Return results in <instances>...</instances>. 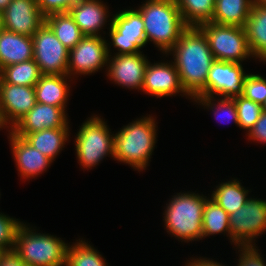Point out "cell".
<instances>
[{
  "label": "cell",
  "instance_id": "obj_1",
  "mask_svg": "<svg viewBox=\"0 0 266 266\" xmlns=\"http://www.w3.org/2000/svg\"><path fill=\"white\" fill-rule=\"evenodd\" d=\"M172 52L185 92L191 99L206 96V81L215 59L204 33L198 27H188L169 54Z\"/></svg>",
  "mask_w": 266,
  "mask_h": 266
},
{
  "label": "cell",
  "instance_id": "obj_2",
  "mask_svg": "<svg viewBox=\"0 0 266 266\" xmlns=\"http://www.w3.org/2000/svg\"><path fill=\"white\" fill-rule=\"evenodd\" d=\"M137 11L141 14L147 42L165 54L178 42L188 28L175 0H147Z\"/></svg>",
  "mask_w": 266,
  "mask_h": 266
},
{
  "label": "cell",
  "instance_id": "obj_3",
  "mask_svg": "<svg viewBox=\"0 0 266 266\" xmlns=\"http://www.w3.org/2000/svg\"><path fill=\"white\" fill-rule=\"evenodd\" d=\"M156 121L149 115L124 126L114 135V159L145 170L156 144Z\"/></svg>",
  "mask_w": 266,
  "mask_h": 266
},
{
  "label": "cell",
  "instance_id": "obj_4",
  "mask_svg": "<svg viewBox=\"0 0 266 266\" xmlns=\"http://www.w3.org/2000/svg\"><path fill=\"white\" fill-rule=\"evenodd\" d=\"M60 239L34 232L23 223L18 229L13 252L26 266H66L68 244Z\"/></svg>",
  "mask_w": 266,
  "mask_h": 266
},
{
  "label": "cell",
  "instance_id": "obj_5",
  "mask_svg": "<svg viewBox=\"0 0 266 266\" xmlns=\"http://www.w3.org/2000/svg\"><path fill=\"white\" fill-rule=\"evenodd\" d=\"M206 196L186 192L174 195L165 210L167 232L184 242L202 239L203 209Z\"/></svg>",
  "mask_w": 266,
  "mask_h": 266
},
{
  "label": "cell",
  "instance_id": "obj_6",
  "mask_svg": "<svg viewBox=\"0 0 266 266\" xmlns=\"http://www.w3.org/2000/svg\"><path fill=\"white\" fill-rule=\"evenodd\" d=\"M108 128L104 120L97 115L81 125L75 136V150L82 167L92 168L108 154L114 157V134H111Z\"/></svg>",
  "mask_w": 266,
  "mask_h": 266
},
{
  "label": "cell",
  "instance_id": "obj_7",
  "mask_svg": "<svg viewBox=\"0 0 266 266\" xmlns=\"http://www.w3.org/2000/svg\"><path fill=\"white\" fill-rule=\"evenodd\" d=\"M198 28L206 36L215 60L241 63L246 58L254 57L244 27L207 22Z\"/></svg>",
  "mask_w": 266,
  "mask_h": 266
},
{
  "label": "cell",
  "instance_id": "obj_8",
  "mask_svg": "<svg viewBox=\"0 0 266 266\" xmlns=\"http://www.w3.org/2000/svg\"><path fill=\"white\" fill-rule=\"evenodd\" d=\"M33 59L41 74L67 75L69 49L44 23L32 36Z\"/></svg>",
  "mask_w": 266,
  "mask_h": 266
},
{
  "label": "cell",
  "instance_id": "obj_9",
  "mask_svg": "<svg viewBox=\"0 0 266 266\" xmlns=\"http://www.w3.org/2000/svg\"><path fill=\"white\" fill-rule=\"evenodd\" d=\"M230 242L253 246V238L266 231V200L249 198L245 205L229 215Z\"/></svg>",
  "mask_w": 266,
  "mask_h": 266
},
{
  "label": "cell",
  "instance_id": "obj_10",
  "mask_svg": "<svg viewBox=\"0 0 266 266\" xmlns=\"http://www.w3.org/2000/svg\"><path fill=\"white\" fill-rule=\"evenodd\" d=\"M109 35L112 44L120 54L140 53L147 43L141 14L134 9L116 13L110 20Z\"/></svg>",
  "mask_w": 266,
  "mask_h": 266
},
{
  "label": "cell",
  "instance_id": "obj_11",
  "mask_svg": "<svg viewBox=\"0 0 266 266\" xmlns=\"http://www.w3.org/2000/svg\"><path fill=\"white\" fill-rule=\"evenodd\" d=\"M109 44L104 37L84 36L81 41L69 50L67 75H86L108 66L110 55Z\"/></svg>",
  "mask_w": 266,
  "mask_h": 266
},
{
  "label": "cell",
  "instance_id": "obj_12",
  "mask_svg": "<svg viewBox=\"0 0 266 266\" xmlns=\"http://www.w3.org/2000/svg\"><path fill=\"white\" fill-rule=\"evenodd\" d=\"M247 73H244L241 63L215 60L208 73L206 81V96L221 97L240 96Z\"/></svg>",
  "mask_w": 266,
  "mask_h": 266
},
{
  "label": "cell",
  "instance_id": "obj_13",
  "mask_svg": "<svg viewBox=\"0 0 266 266\" xmlns=\"http://www.w3.org/2000/svg\"><path fill=\"white\" fill-rule=\"evenodd\" d=\"M36 104L34 87L12 85L0 78V117L5 125L15 124Z\"/></svg>",
  "mask_w": 266,
  "mask_h": 266
},
{
  "label": "cell",
  "instance_id": "obj_14",
  "mask_svg": "<svg viewBox=\"0 0 266 266\" xmlns=\"http://www.w3.org/2000/svg\"><path fill=\"white\" fill-rule=\"evenodd\" d=\"M44 23L36 0H12L2 11L3 28L14 33L32 37Z\"/></svg>",
  "mask_w": 266,
  "mask_h": 266
},
{
  "label": "cell",
  "instance_id": "obj_15",
  "mask_svg": "<svg viewBox=\"0 0 266 266\" xmlns=\"http://www.w3.org/2000/svg\"><path fill=\"white\" fill-rule=\"evenodd\" d=\"M108 57V78L115 84L142 90L145 70L149 63L148 59L140 53L120 54L113 56L110 60Z\"/></svg>",
  "mask_w": 266,
  "mask_h": 266
},
{
  "label": "cell",
  "instance_id": "obj_16",
  "mask_svg": "<svg viewBox=\"0 0 266 266\" xmlns=\"http://www.w3.org/2000/svg\"><path fill=\"white\" fill-rule=\"evenodd\" d=\"M66 111L57 106L36 102L35 106L23 116L10 130L19 137L44 129L69 128Z\"/></svg>",
  "mask_w": 266,
  "mask_h": 266
},
{
  "label": "cell",
  "instance_id": "obj_17",
  "mask_svg": "<svg viewBox=\"0 0 266 266\" xmlns=\"http://www.w3.org/2000/svg\"><path fill=\"white\" fill-rule=\"evenodd\" d=\"M173 63V64H172ZM154 63L147 65L144 75L142 92L156 97H167L176 93L189 96L182 88L179 73L174 62Z\"/></svg>",
  "mask_w": 266,
  "mask_h": 266
},
{
  "label": "cell",
  "instance_id": "obj_18",
  "mask_svg": "<svg viewBox=\"0 0 266 266\" xmlns=\"http://www.w3.org/2000/svg\"><path fill=\"white\" fill-rule=\"evenodd\" d=\"M11 150L22 178H34L49 167L53 161L32 147L22 137L9 131Z\"/></svg>",
  "mask_w": 266,
  "mask_h": 266
},
{
  "label": "cell",
  "instance_id": "obj_19",
  "mask_svg": "<svg viewBox=\"0 0 266 266\" xmlns=\"http://www.w3.org/2000/svg\"><path fill=\"white\" fill-rule=\"evenodd\" d=\"M101 0H79L69 14L84 36H98L99 30L106 24L108 9Z\"/></svg>",
  "mask_w": 266,
  "mask_h": 266
},
{
  "label": "cell",
  "instance_id": "obj_20",
  "mask_svg": "<svg viewBox=\"0 0 266 266\" xmlns=\"http://www.w3.org/2000/svg\"><path fill=\"white\" fill-rule=\"evenodd\" d=\"M33 59L31 36L0 30V70L6 66Z\"/></svg>",
  "mask_w": 266,
  "mask_h": 266
},
{
  "label": "cell",
  "instance_id": "obj_21",
  "mask_svg": "<svg viewBox=\"0 0 266 266\" xmlns=\"http://www.w3.org/2000/svg\"><path fill=\"white\" fill-rule=\"evenodd\" d=\"M68 75L42 74L34 86L36 102L61 107L64 110L69 95Z\"/></svg>",
  "mask_w": 266,
  "mask_h": 266
},
{
  "label": "cell",
  "instance_id": "obj_22",
  "mask_svg": "<svg viewBox=\"0 0 266 266\" xmlns=\"http://www.w3.org/2000/svg\"><path fill=\"white\" fill-rule=\"evenodd\" d=\"M244 30L253 56L266 62V7L253 5Z\"/></svg>",
  "mask_w": 266,
  "mask_h": 266
},
{
  "label": "cell",
  "instance_id": "obj_23",
  "mask_svg": "<svg viewBox=\"0 0 266 266\" xmlns=\"http://www.w3.org/2000/svg\"><path fill=\"white\" fill-rule=\"evenodd\" d=\"M253 5L254 0H215L211 22L244 27Z\"/></svg>",
  "mask_w": 266,
  "mask_h": 266
},
{
  "label": "cell",
  "instance_id": "obj_24",
  "mask_svg": "<svg viewBox=\"0 0 266 266\" xmlns=\"http://www.w3.org/2000/svg\"><path fill=\"white\" fill-rule=\"evenodd\" d=\"M68 132H70L69 128L44 129L39 132L28 133L23 139L53 161L64 148L69 136Z\"/></svg>",
  "mask_w": 266,
  "mask_h": 266
},
{
  "label": "cell",
  "instance_id": "obj_25",
  "mask_svg": "<svg viewBox=\"0 0 266 266\" xmlns=\"http://www.w3.org/2000/svg\"><path fill=\"white\" fill-rule=\"evenodd\" d=\"M45 23L69 50L74 48L84 37L69 12L49 15L45 17Z\"/></svg>",
  "mask_w": 266,
  "mask_h": 266
},
{
  "label": "cell",
  "instance_id": "obj_26",
  "mask_svg": "<svg viewBox=\"0 0 266 266\" xmlns=\"http://www.w3.org/2000/svg\"><path fill=\"white\" fill-rule=\"evenodd\" d=\"M248 191L241 186L237 179H234L233 181L222 182L217 186L211 195V199L230 215L246 204L249 199L247 197Z\"/></svg>",
  "mask_w": 266,
  "mask_h": 266
},
{
  "label": "cell",
  "instance_id": "obj_27",
  "mask_svg": "<svg viewBox=\"0 0 266 266\" xmlns=\"http://www.w3.org/2000/svg\"><path fill=\"white\" fill-rule=\"evenodd\" d=\"M185 24L188 27L211 22L215 0H175Z\"/></svg>",
  "mask_w": 266,
  "mask_h": 266
},
{
  "label": "cell",
  "instance_id": "obj_28",
  "mask_svg": "<svg viewBox=\"0 0 266 266\" xmlns=\"http://www.w3.org/2000/svg\"><path fill=\"white\" fill-rule=\"evenodd\" d=\"M38 65L31 59L6 66L0 70V78L12 85H22L34 87L41 77Z\"/></svg>",
  "mask_w": 266,
  "mask_h": 266
},
{
  "label": "cell",
  "instance_id": "obj_29",
  "mask_svg": "<svg viewBox=\"0 0 266 266\" xmlns=\"http://www.w3.org/2000/svg\"><path fill=\"white\" fill-rule=\"evenodd\" d=\"M222 232L230 237L229 214L211 198H207L203 209L202 238Z\"/></svg>",
  "mask_w": 266,
  "mask_h": 266
},
{
  "label": "cell",
  "instance_id": "obj_30",
  "mask_svg": "<svg viewBox=\"0 0 266 266\" xmlns=\"http://www.w3.org/2000/svg\"><path fill=\"white\" fill-rule=\"evenodd\" d=\"M66 266H107L101 254L87 242L80 240L68 245Z\"/></svg>",
  "mask_w": 266,
  "mask_h": 266
},
{
  "label": "cell",
  "instance_id": "obj_31",
  "mask_svg": "<svg viewBox=\"0 0 266 266\" xmlns=\"http://www.w3.org/2000/svg\"><path fill=\"white\" fill-rule=\"evenodd\" d=\"M233 98L237 109L238 126L239 128L247 129L249 132L260 118L263 108L260 104H257L242 95Z\"/></svg>",
  "mask_w": 266,
  "mask_h": 266
},
{
  "label": "cell",
  "instance_id": "obj_32",
  "mask_svg": "<svg viewBox=\"0 0 266 266\" xmlns=\"http://www.w3.org/2000/svg\"><path fill=\"white\" fill-rule=\"evenodd\" d=\"M193 99L197 103L199 102L201 105L206 106V108H210V110L214 112V115L219 116V119L222 118L226 120V118H228L226 116H229L230 120L233 119L234 123L238 126V116L234 98L222 97V99H218L217 104L213 102L216 101L213 96H196ZM222 115H225L226 118L222 117Z\"/></svg>",
  "mask_w": 266,
  "mask_h": 266
},
{
  "label": "cell",
  "instance_id": "obj_33",
  "mask_svg": "<svg viewBox=\"0 0 266 266\" xmlns=\"http://www.w3.org/2000/svg\"><path fill=\"white\" fill-rule=\"evenodd\" d=\"M242 96L262 106L266 100V79L259 74H247Z\"/></svg>",
  "mask_w": 266,
  "mask_h": 266
},
{
  "label": "cell",
  "instance_id": "obj_34",
  "mask_svg": "<svg viewBox=\"0 0 266 266\" xmlns=\"http://www.w3.org/2000/svg\"><path fill=\"white\" fill-rule=\"evenodd\" d=\"M18 219L0 213V248L13 251L18 229L23 224Z\"/></svg>",
  "mask_w": 266,
  "mask_h": 266
},
{
  "label": "cell",
  "instance_id": "obj_35",
  "mask_svg": "<svg viewBox=\"0 0 266 266\" xmlns=\"http://www.w3.org/2000/svg\"><path fill=\"white\" fill-rule=\"evenodd\" d=\"M39 11L44 17L68 12L79 0H36Z\"/></svg>",
  "mask_w": 266,
  "mask_h": 266
},
{
  "label": "cell",
  "instance_id": "obj_36",
  "mask_svg": "<svg viewBox=\"0 0 266 266\" xmlns=\"http://www.w3.org/2000/svg\"><path fill=\"white\" fill-rule=\"evenodd\" d=\"M256 246H238L240 258L238 266H266L264 259L259 254Z\"/></svg>",
  "mask_w": 266,
  "mask_h": 266
},
{
  "label": "cell",
  "instance_id": "obj_37",
  "mask_svg": "<svg viewBox=\"0 0 266 266\" xmlns=\"http://www.w3.org/2000/svg\"><path fill=\"white\" fill-rule=\"evenodd\" d=\"M248 137L263 144L266 143V112H262L254 127L248 132Z\"/></svg>",
  "mask_w": 266,
  "mask_h": 266
},
{
  "label": "cell",
  "instance_id": "obj_38",
  "mask_svg": "<svg viewBox=\"0 0 266 266\" xmlns=\"http://www.w3.org/2000/svg\"><path fill=\"white\" fill-rule=\"evenodd\" d=\"M0 266H26V265L13 251H6L0 260Z\"/></svg>",
  "mask_w": 266,
  "mask_h": 266
},
{
  "label": "cell",
  "instance_id": "obj_39",
  "mask_svg": "<svg viewBox=\"0 0 266 266\" xmlns=\"http://www.w3.org/2000/svg\"><path fill=\"white\" fill-rule=\"evenodd\" d=\"M186 266H225V265H221L220 263L213 261L212 260H207L206 258H202V259H195L194 258L192 260H190V262H187Z\"/></svg>",
  "mask_w": 266,
  "mask_h": 266
},
{
  "label": "cell",
  "instance_id": "obj_40",
  "mask_svg": "<svg viewBox=\"0 0 266 266\" xmlns=\"http://www.w3.org/2000/svg\"><path fill=\"white\" fill-rule=\"evenodd\" d=\"M12 0H0V10L3 11Z\"/></svg>",
  "mask_w": 266,
  "mask_h": 266
},
{
  "label": "cell",
  "instance_id": "obj_41",
  "mask_svg": "<svg viewBox=\"0 0 266 266\" xmlns=\"http://www.w3.org/2000/svg\"><path fill=\"white\" fill-rule=\"evenodd\" d=\"M254 4H259L266 7V0H254Z\"/></svg>",
  "mask_w": 266,
  "mask_h": 266
},
{
  "label": "cell",
  "instance_id": "obj_42",
  "mask_svg": "<svg viewBox=\"0 0 266 266\" xmlns=\"http://www.w3.org/2000/svg\"><path fill=\"white\" fill-rule=\"evenodd\" d=\"M3 29V25H2V11L0 10V30Z\"/></svg>",
  "mask_w": 266,
  "mask_h": 266
},
{
  "label": "cell",
  "instance_id": "obj_43",
  "mask_svg": "<svg viewBox=\"0 0 266 266\" xmlns=\"http://www.w3.org/2000/svg\"><path fill=\"white\" fill-rule=\"evenodd\" d=\"M5 252H6V251H5L4 249L0 248V260H1V258H2V256L4 255Z\"/></svg>",
  "mask_w": 266,
  "mask_h": 266
},
{
  "label": "cell",
  "instance_id": "obj_44",
  "mask_svg": "<svg viewBox=\"0 0 266 266\" xmlns=\"http://www.w3.org/2000/svg\"><path fill=\"white\" fill-rule=\"evenodd\" d=\"M263 111L266 112V100L264 102V104L262 105Z\"/></svg>",
  "mask_w": 266,
  "mask_h": 266
},
{
  "label": "cell",
  "instance_id": "obj_45",
  "mask_svg": "<svg viewBox=\"0 0 266 266\" xmlns=\"http://www.w3.org/2000/svg\"><path fill=\"white\" fill-rule=\"evenodd\" d=\"M5 125L3 124L1 117H0V128H3Z\"/></svg>",
  "mask_w": 266,
  "mask_h": 266
}]
</instances>
